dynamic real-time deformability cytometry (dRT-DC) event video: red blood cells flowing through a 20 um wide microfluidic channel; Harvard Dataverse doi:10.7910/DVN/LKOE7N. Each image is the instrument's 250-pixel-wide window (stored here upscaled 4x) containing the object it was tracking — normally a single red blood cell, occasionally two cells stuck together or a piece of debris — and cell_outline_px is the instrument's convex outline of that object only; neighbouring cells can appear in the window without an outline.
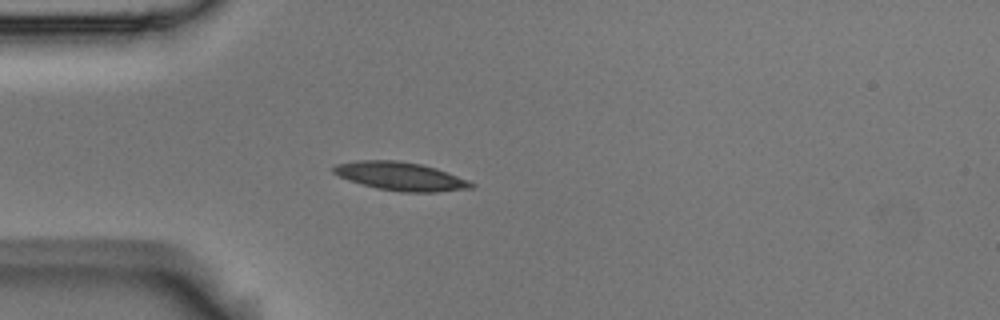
{"species": "Egyptian fruit bat (a non-hibernating species)", "species_latin": "Rousettus aegyptiacus", "temperature_condition": "room temperature", "stored_images_in_passage": 3, "camera_frame_rate_fps": 3000, "um_per_image_px": 0.085, "animal": {"sex": "male"}, "frame": {"image": 1, "passage_image": 2, "time_ms": 0.333, "image_size_px": [1000, 320], "cell_outline_px": [[476, 184], [472, 188], [436, 192], [400, 192], [376, 188], [348, 180], [332, 172], [332, 168], [336, 164], [356, 160], [400, 160], [420, 164], [436, 168], [448, 172], [468, 180]], "centroid_in_image_um": [34.04, 14.98], "position_along_channel_um": 51.0, "area_um2": 22.89}}